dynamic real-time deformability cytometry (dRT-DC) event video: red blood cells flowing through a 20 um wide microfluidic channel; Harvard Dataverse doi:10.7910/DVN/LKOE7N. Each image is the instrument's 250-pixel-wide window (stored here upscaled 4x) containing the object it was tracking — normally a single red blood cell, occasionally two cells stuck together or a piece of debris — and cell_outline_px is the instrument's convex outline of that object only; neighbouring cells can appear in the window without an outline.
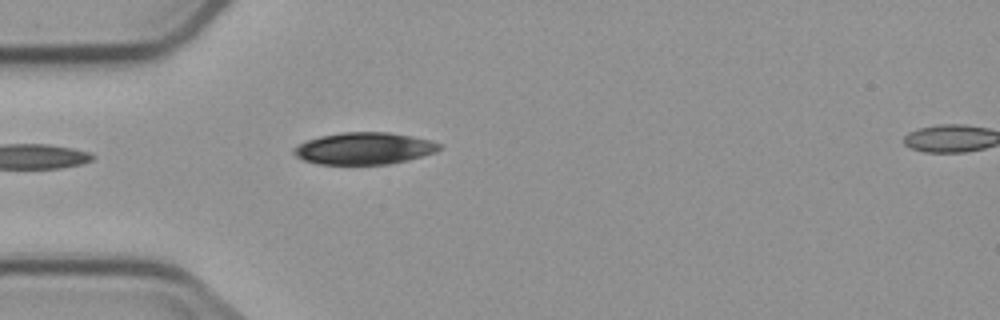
{"species": "common noctule bat (a hibernating species)", "species_latin": "Nyctalus noctula", "temperature_condition": "cold", "stored_images_in_passage": 2, "segment_of_instrument_passage": [1, 2], "camera_frame_rate_fps": 3000, "um_per_image_px": 0.085, "animal": {"sex": "male", "body_mass_g": 23.1, "forearm_length_mm": 52.7}, "frame": {"image": 1, "passage_image": 1, "time_ms": 0.0, "image_size_px": [1000, 320], "cell_outline_px": [[440, 148], [436, 152], [408, 160], [388, 164], [320, 164], [304, 160], [296, 156], [292, 152], [292, 148], [296, 144], [320, 136], [344, 132], [388, 132], [412, 136], [432, 140], [440, 144]], "centroid_in_image_um": [30.94, 12.61], "position_along_channel_um": 54.1, "area_um2": 27.11}}